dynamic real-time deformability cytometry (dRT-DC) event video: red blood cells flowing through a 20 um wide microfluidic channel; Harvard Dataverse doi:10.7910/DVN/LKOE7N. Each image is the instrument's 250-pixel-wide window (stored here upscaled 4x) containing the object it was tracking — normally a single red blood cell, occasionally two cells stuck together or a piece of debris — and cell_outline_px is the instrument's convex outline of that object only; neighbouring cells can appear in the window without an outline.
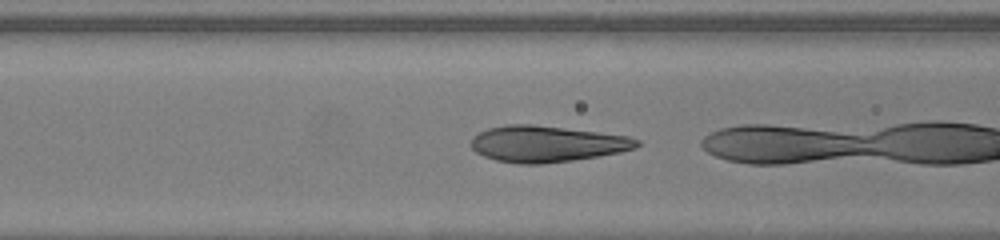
{"species": "human", "species_latin": "Homo sapiens", "temperature_condition": "warm", "stored_images_in_passage": 17, "camera_frame_rate_fps": 3000, "um_per_image_px": 0.085, "donor": {"sex": "female"}, "frame": {"image": 1, "passage_image": 3, "time_ms": 0.667, "image_size_px": [1000, 240], "cell_outline_px": [[640, 144], [636, 148], [620, 152], [572, 160], [544, 164], [520, 164], [496, 160], [484, 156], [476, 152], [472, 148], [472, 136], [488, 128], [504, 124], [532, 124], [628, 136], [640, 140]], "centroid_in_image_um": [46.46, 12.23], "position_along_channel_um": 120.1, "area_um2": 34.85}}
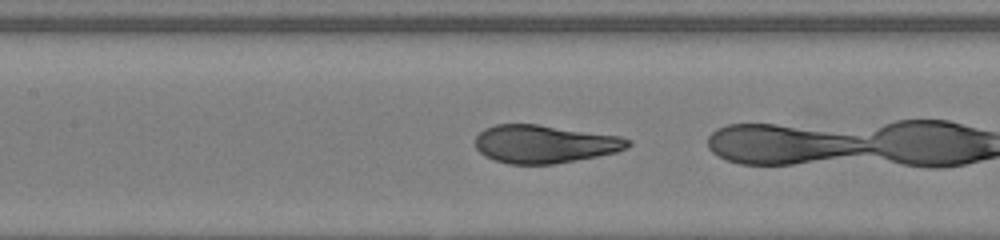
{"frame": {"image": 2, "passage_image": 6, "time_ms": 1.667, "image_size_px": [1000, 240], "cell_outline_px": [[632, 144], [616, 152], [576, 160], [552, 164], [508, 164], [484, 156], [476, 148], [476, 136], [484, 128], [496, 124], [536, 124], [620, 136], [632, 140]], "centroid_in_image_um": [46.27, 12.24], "position_along_channel_um": 161.1, "area_um2": 33.7}}